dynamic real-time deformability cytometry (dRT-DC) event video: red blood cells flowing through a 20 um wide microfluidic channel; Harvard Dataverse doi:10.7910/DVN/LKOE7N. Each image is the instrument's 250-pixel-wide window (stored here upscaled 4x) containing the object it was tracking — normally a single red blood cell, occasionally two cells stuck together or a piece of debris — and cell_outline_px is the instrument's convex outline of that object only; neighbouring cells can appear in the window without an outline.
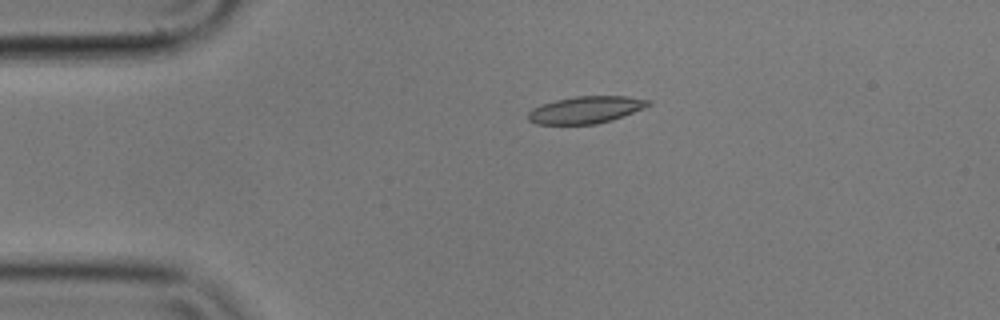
{"species": "common noctule bat (a hibernating species)", "species_latin": "Nyctalus noctula", "temperature_condition": "cold", "stored_images_in_passage": 2, "camera_frame_rate_fps": 3000, "um_per_image_px": 0.085, "animal": {"sex": "male", "body_mass_g": 17.9}, "frame": {"image": 1, "passage_image": 1, "time_ms": 0.0, "image_size_px": [1000, 320], "cell_outline_px": [[652, 104], [644, 108], [624, 116], [612, 120], [596, 124], [536, 124], [528, 120], [528, 112], [532, 108], [556, 100], [576, 96], [628, 96], [652, 100]], "centroid_in_image_um": [49.83, 9.33], "position_along_channel_um": 35.2, "area_um2": 19.02}}